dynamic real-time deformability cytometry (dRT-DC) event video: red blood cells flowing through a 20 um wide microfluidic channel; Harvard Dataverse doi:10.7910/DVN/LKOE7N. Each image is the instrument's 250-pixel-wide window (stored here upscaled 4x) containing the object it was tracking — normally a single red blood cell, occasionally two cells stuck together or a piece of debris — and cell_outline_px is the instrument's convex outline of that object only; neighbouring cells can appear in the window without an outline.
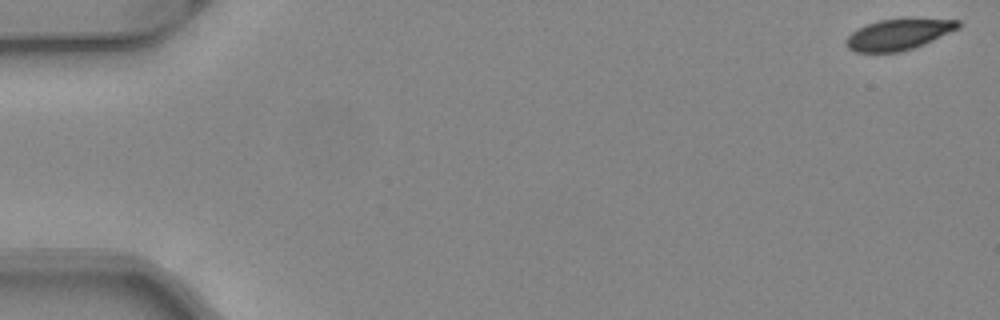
{"species": "common noctule bat (a hibernating species)", "species_latin": "Nyctalus noctula", "temperature_condition": "warm", "stored_images_in_passage": 51, "camera_frame_rate_fps": 3000, "um_per_image_px": 0.085, "animal": {"sex": "female", "body_mass_g": 24.6, "forearm_length_mm": 56.2}, "frame": {"image": 1, "passage_image": 1, "time_ms": 0.0, "image_size_px": [1000, 320], "cell_outline_px": [[960, 28], [924, 44], [900, 52], [856, 52], [848, 48], [844, 44], [844, 40], [852, 32], [868, 24], [880, 20], [960, 20]], "centroid_in_image_um": [76.33, 2.96], "position_along_channel_um": 8.7, "area_um2": 19.65}}
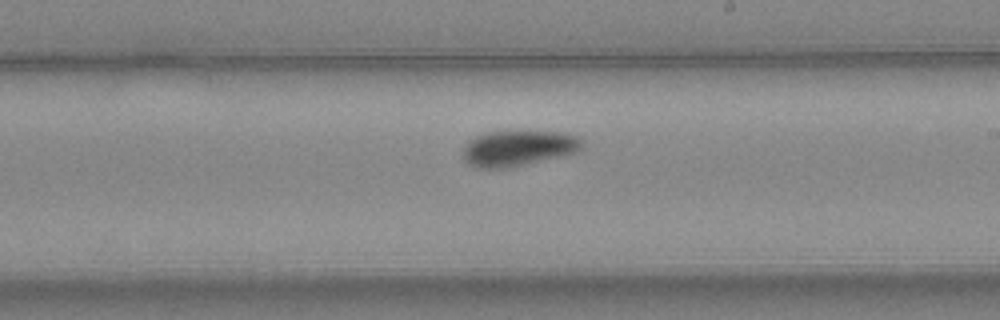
{"frame": {"image": 2, "passage_image": 30, "time_ms": 9.667, "image_size_px": [1000, 320], "cell_outline_px": [[580, 152], [508, 168], [476, 168], [468, 164], [464, 160], [464, 148], [468, 140], [476, 136], [488, 132], [564, 132], [576, 136], [580, 140]], "centroid_in_image_um": [44.02, 12.61], "position_along_channel_um": 245.0, "area_um2": 24.51}}
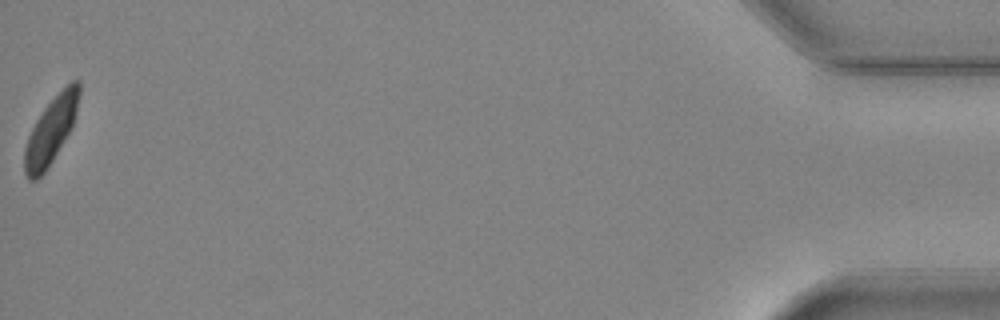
{"frame": {"image": 3, "passage_image": 51, "time_ms": 16.667, "image_size_px": [1000, 320], "cell_outline_px": [[80, 96], [72, 128], [48, 168], [36, 180], [28, 180], [24, 172], [24, 148], [28, 136], [36, 120], [44, 108], [72, 80], [80, 80]], "centroid_in_image_um": [4.32, 11.12], "position_along_channel_um": 430.9, "area_um2": 20.98}, "authors_computed_cell_mechanics": {"area_um2": 23.1778, "velocity_mm_per_s": 4.0687, "shape_relaxation_time_tau1_ms": 3.8892, "shape_relaxation_time_tau2_ms": null, "deformation_change_tau1": 0.1398, "deformation_change_tau2": null}}